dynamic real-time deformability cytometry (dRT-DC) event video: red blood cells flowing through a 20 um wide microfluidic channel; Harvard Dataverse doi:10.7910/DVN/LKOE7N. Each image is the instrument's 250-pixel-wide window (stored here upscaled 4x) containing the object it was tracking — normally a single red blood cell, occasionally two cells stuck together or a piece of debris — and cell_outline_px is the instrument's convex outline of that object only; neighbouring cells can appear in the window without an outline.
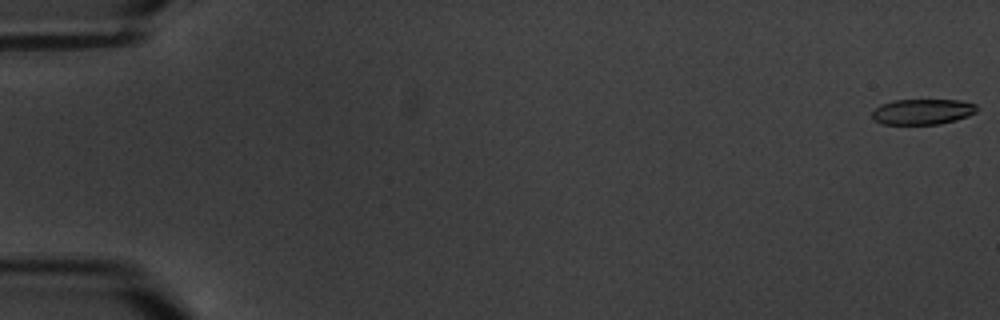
{"species": "common noctule bat (a hibernating species)", "species_latin": "Nyctalus noctula", "temperature_condition": "warm", "stored_images_in_passage": 6, "camera_frame_rate_fps": 3000, "um_per_image_px": 0.085, "animal": {"sex": "male", "body_mass_g": 20.1, "forearm_length_mm": 53.5}, "frame": {"image": 1, "passage_image": 1, "time_ms": 0.0, "image_size_px": [1000, 320], "cell_outline_px": [[976, 112], [968, 116], [956, 120], [940, 124], [880, 124], [872, 120], [872, 112], [880, 104], [892, 100], [960, 100], [976, 104]], "centroid_in_image_um": [78.38, 9.5], "position_along_channel_um": 6.6, "area_um2": 15.72}}
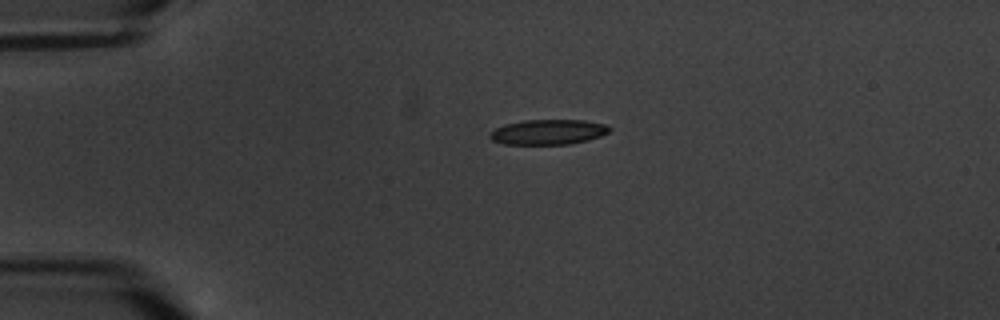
{"frame": {"image": 2, "passage_image": 5, "time_ms": 4.667, "image_size_px": [1000, 320], "cell_outline_px": [[612, 128], [608, 132], [600, 136], [588, 140], [568, 144], [504, 144], [492, 140], [488, 136], [496, 128], [504, 124], [524, 120], [584, 120], [604, 124]], "centroid_in_image_um": [46.59, 11.22], "position_along_channel_um": 38.4, "area_um2": 17.4}}